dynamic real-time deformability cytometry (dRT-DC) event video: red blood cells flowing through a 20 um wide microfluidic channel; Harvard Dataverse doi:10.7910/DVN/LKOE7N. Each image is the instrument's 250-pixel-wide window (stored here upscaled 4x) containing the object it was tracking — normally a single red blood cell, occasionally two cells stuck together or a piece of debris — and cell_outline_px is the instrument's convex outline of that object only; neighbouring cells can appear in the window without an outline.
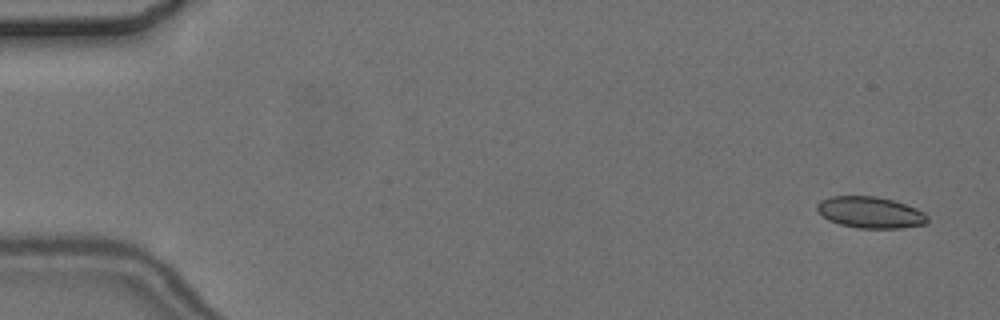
{"species": "common noctule bat (a hibernating species)", "species_latin": "Nyctalus noctula", "temperature_condition": "cold", "stored_images_in_passage": 5, "camera_frame_rate_fps": 3000, "um_per_image_px": 0.085, "animal": {"sex": "female", "body_mass_g": 24.6, "forearm_length_mm": 56.2}, "frame": {"image": 1, "passage_image": 1, "time_ms": 0.0, "image_size_px": [1000, 320], "cell_outline_px": [[928, 220], [924, 224], [900, 228], [856, 228], [840, 224], [828, 220], [816, 208], [816, 204], [820, 200], [832, 196], [876, 196], [896, 200], [916, 208], [924, 212], [928, 216]], "centroid_in_image_um": [73.98, 18.04], "position_along_channel_um": 11.0, "area_um2": 20.29}}
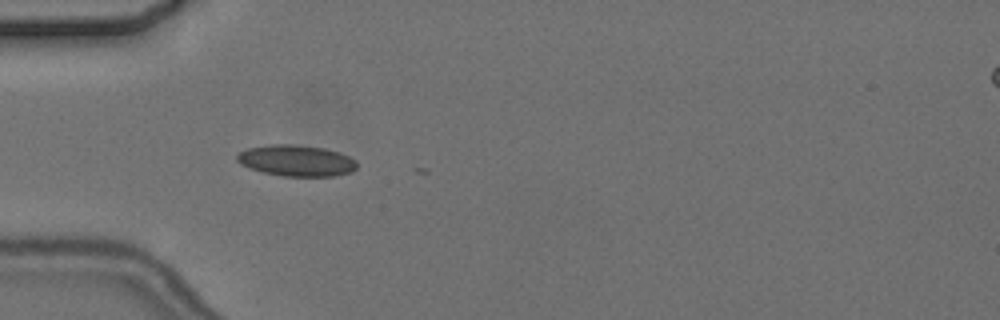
{"frame": {"image": 2, "passage_image": 5, "time_ms": 5.0, "image_size_px": [1000, 320], "cell_outline_px": [[356, 168], [352, 172], [332, 176], [284, 176], [264, 172], [248, 168], [240, 164], [236, 160], [236, 156], [240, 152], [248, 148], [268, 144], [292, 144], [324, 148], [340, 152], [356, 160]], "centroid_in_image_um": [25.18, 13.64], "position_along_channel_um": 59.8, "area_um2": 21.85}}